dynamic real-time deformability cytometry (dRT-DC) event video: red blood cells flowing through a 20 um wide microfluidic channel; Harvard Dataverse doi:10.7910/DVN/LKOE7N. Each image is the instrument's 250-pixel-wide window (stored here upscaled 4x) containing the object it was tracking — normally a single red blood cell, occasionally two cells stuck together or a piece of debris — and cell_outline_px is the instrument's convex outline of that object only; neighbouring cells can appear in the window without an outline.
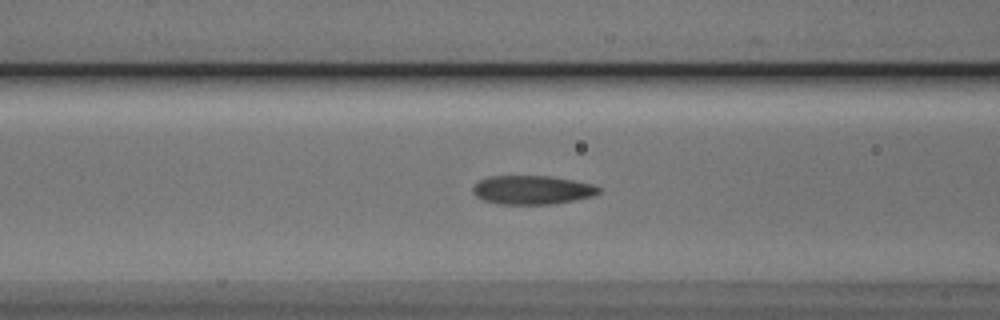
{"species": "Egyptian fruit bat (a non-hibernating species)", "species_latin": "Rousettus aegyptiacus", "temperature_condition": "cold", "stored_images_in_passage": 44, "camera_frame_rate_fps": 3000, "um_per_image_px": 0.085, "animal": {"sex": "male"}, "frame": {"image": 1, "passage_image": 11, "time_ms": 3.333, "image_size_px": [1000, 320], "cell_outline_px": [[600, 192], [592, 196], [552, 204], [500, 204], [484, 200], [476, 196], [472, 192], [472, 188], [480, 180], [488, 176], [552, 176], [592, 184], [600, 188]], "centroid_in_image_um": [45.21, 16.14], "position_along_channel_um": 121.4, "area_um2": 20.98}}
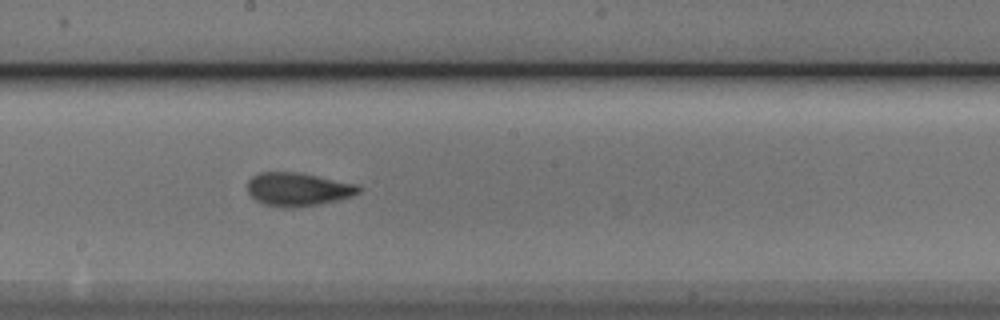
{"frame": {"image": 2, "passage_image": 19, "time_ms": 6.0, "image_size_px": [1000, 320], "cell_outline_px": [[364, 188], [360, 192], [352, 196], [336, 200], [316, 204], [288, 208], [284, 208], [264, 204], [256, 200], [248, 192], [248, 180], [252, 176], [260, 172], [296, 172], [360, 184]], "centroid_in_image_um": [25.36, 16.08], "position_along_channel_um": 222.8, "area_um2": 21.62}}
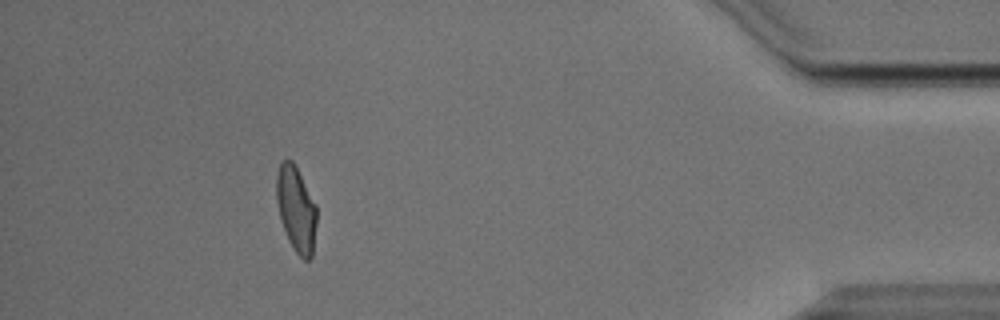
{"frame": {"image": 3, "passage_image": 38, "time_ms": 12.333, "image_size_px": [1000, 320], "cell_outline_px": [[316, 224], [312, 256], [308, 260], [304, 260], [292, 248], [288, 240], [280, 220], [276, 200], [276, 176], [280, 164], [284, 160], [292, 160], [316, 204]], "centroid_in_image_um": [25.16, 17.79], "position_along_channel_um": 410.0, "area_um2": 19.94}, "authors_computed_cell_mechanics": {"area_um2": 20.8369, "velocity_mm_per_s": 3.8124, "shape_relaxation_time_tau1_ms": 4.7003, "shape_relaxation_time_tau2_ms": 1.2532, "deformation_change_tau1": 0.1514, "deformation_change_tau2": 0.0742}}